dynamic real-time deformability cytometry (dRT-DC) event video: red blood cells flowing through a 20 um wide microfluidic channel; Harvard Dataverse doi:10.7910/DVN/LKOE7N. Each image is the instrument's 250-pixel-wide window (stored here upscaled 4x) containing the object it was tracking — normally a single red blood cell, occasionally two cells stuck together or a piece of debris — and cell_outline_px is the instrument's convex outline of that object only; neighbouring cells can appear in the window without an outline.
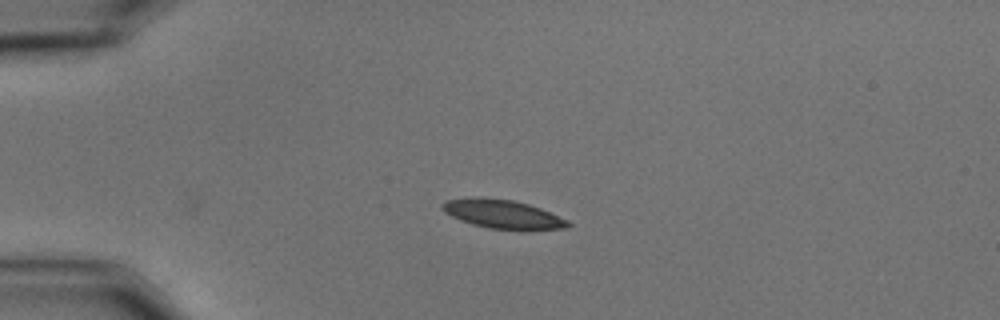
{"species": "common noctule bat (a hibernating species)", "species_latin": "Nyctalus noctula", "temperature_condition": "cold", "stored_images_in_passage": 37, "camera_frame_rate_fps": 3000, "um_per_image_px": 0.085, "animal": {"sex": "male", "body_mass_g": 15.6}, "frame": {"image": 1, "passage_image": 1, "time_ms": 0.0, "image_size_px": [1000, 320], "cell_outline_px": [[572, 224], [568, 228], [520, 232], [488, 228], [472, 224], [460, 220], [444, 212], [440, 208], [440, 204], [444, 200], [512, 200], [528, 204], [540, 208], [568, 220]], "centroid_in_image_um": [42.84, 18.29], "position_along_channel_um": 42.2, "area_um2": 20.87}}
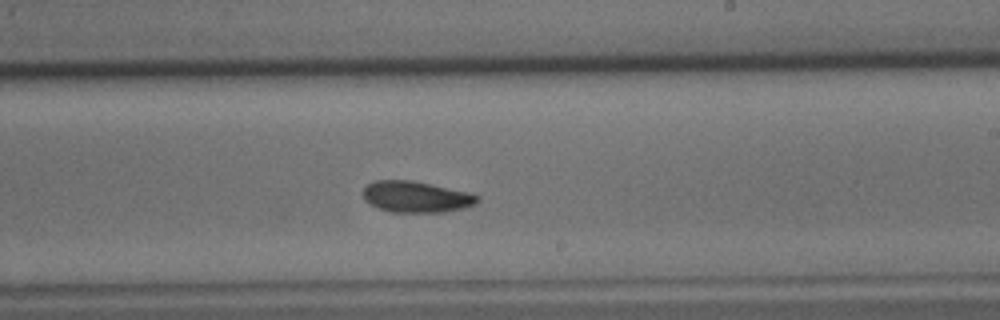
{"frame": {"image": 2, "passage_image": 22, "time_ms": 7.0, "image_size_px": [1000, 320], "cell_outline_px": [[480, 200], [476, 204], [464, 208], [444, 212], [392, 212], [380, 208], [364, 200], [364, 188], [372, 180], [412, 180], [472, 192], [480, 196]], "centroid_in_image_um": [35.44, 16.72], "position_along_channel_um": 253.6, "area_um2": 20.98}}
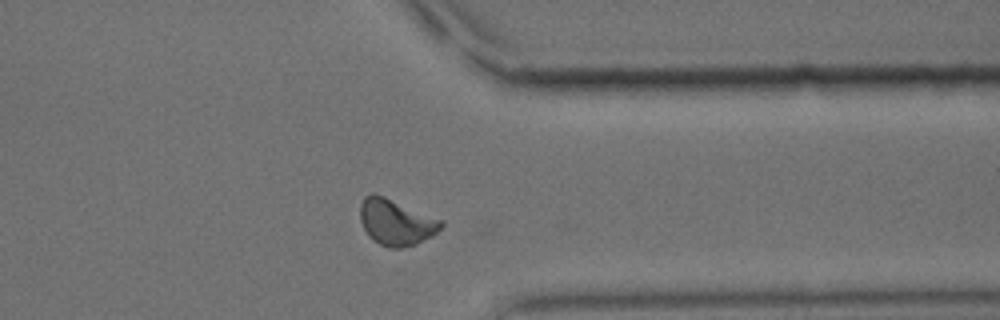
{"frame": {"image": 3, "passage_image": 33, "time_ms": 10.667, "image_size_px": [1000, 320], "cell_outline_px": [[444, 224], [432, 236], [412, 244], [400, 248], [388, 248], [372, 240], [368, 236], [360, 220], [360, 204], [364, 196], [372, 192], [384, 196], [444, 220]], "centroid_in_image_um": [33.64, 18.86], "position_along_channel_um": 377.8, "area_um2": 21.73}, "authors_computed_cell_mechanics": {"area_um2": 21.0392, "velocity_mm_per_s": 3.4562, "shape_relaxation_time_tau1_ms": 4.1042, "shape_relaxation_time_tau2_ms": null, "deformation_change_tau1": 0.1011, "deformation_change_tau2": null}}